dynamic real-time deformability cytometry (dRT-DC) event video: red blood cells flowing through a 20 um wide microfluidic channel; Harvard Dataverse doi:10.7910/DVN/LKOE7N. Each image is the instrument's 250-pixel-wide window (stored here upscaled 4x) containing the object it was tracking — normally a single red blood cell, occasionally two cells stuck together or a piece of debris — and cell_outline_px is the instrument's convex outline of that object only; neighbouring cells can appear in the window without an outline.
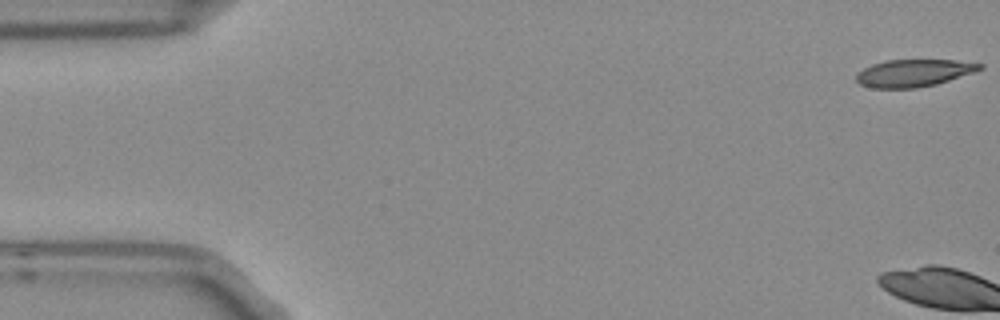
{"species": "Egyptian fruit bat (a non-hibernating species)", "species_latin": "Rousettus aegyptiacus", "temperature_condition": "room temperature", "stored_images_in_passage": 3, "camera_frame_rate_fps": 3000, "um_per_image_px": 0.085, "frame": {"image": 1, "passage_image": 1, "time_ms": 0.0, "image_size_px": [1000, 320], "cell_outline_px": [[984, 68], [936, 84], [916, 88], [872, 88], [860, 84], [856, 80], [856, 76], [864, 68], [872, 64], [888, 60], [956, 60], [984, 64]], "centroid_in_image_um": [77.66, 6.2], "position_along_channel_um": 7.3, "area_um2": 19.42}}